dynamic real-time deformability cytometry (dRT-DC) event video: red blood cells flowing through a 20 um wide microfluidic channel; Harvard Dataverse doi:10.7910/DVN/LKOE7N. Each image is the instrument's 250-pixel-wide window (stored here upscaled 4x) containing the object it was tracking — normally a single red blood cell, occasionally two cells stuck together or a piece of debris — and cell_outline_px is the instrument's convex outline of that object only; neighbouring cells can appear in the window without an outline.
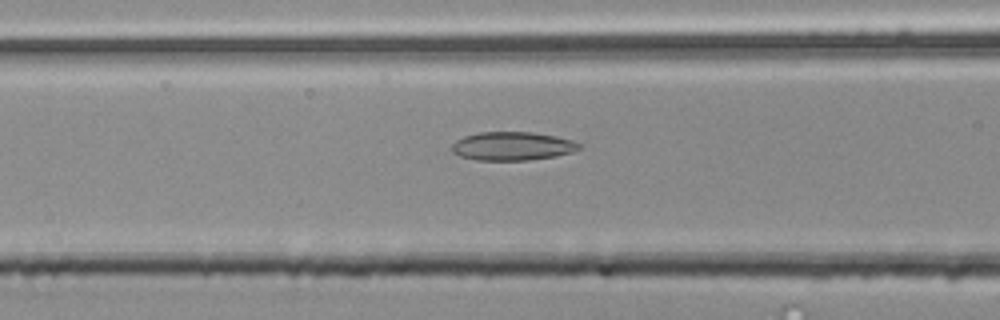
{"species": "common noctule bat (a hibernating species)", "species_latin": "Nyctalus noctula", "temperature_condition": "room temperature", "stored_images_in_passage": 35, "camera_frame_rate_fps": 3000, "um_per_image_px": 0.085, "animal": {"sex": "male", "body_mass_g": 20.4}, "frame": {"image": 1, "passage_image": 9, "time_ms": 2.667, "image_size_px": [1000, 320], "cell_outline_px": [[580, 148], [572, 152], [556, 156], [528, 160], [476, 160], [460, 156], [452, 152], [448, 148], [456, 140], [464, 136], [480, 132], [532, 132], [556, 136], [572, 140], [580, 144]], "centroid_in_image_um": [43.51, 12.42], "position_along_channel_um": 123.1, "area_um2": 21.27}}
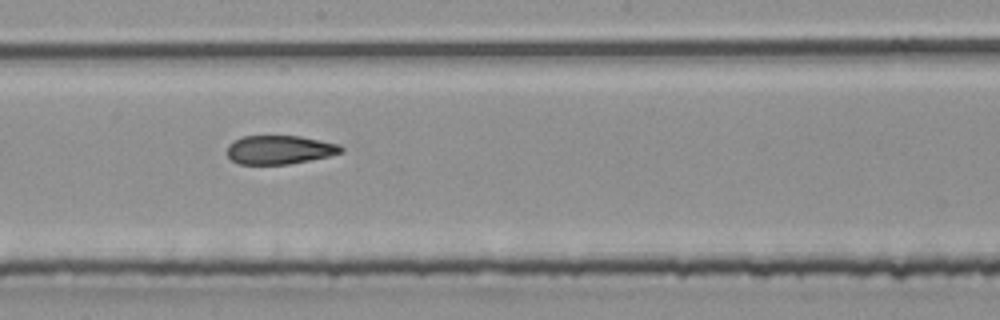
{"frame": {"image": 2, "passage_image": 17, "time_ms": 5.333, "image_size_px": [1000, 320], "cell_outline_px": [[344, 152], [328, 156], [288, 164], [240, 164], [232, 160], [228, 156], [228, 144], [244, 136], [300, 136], [340, 144], [344, 148]], "centroid_in_image_um": [23.8, 12.72], "position_along_channel_um": 224.4, "area_um2": 18.96}}
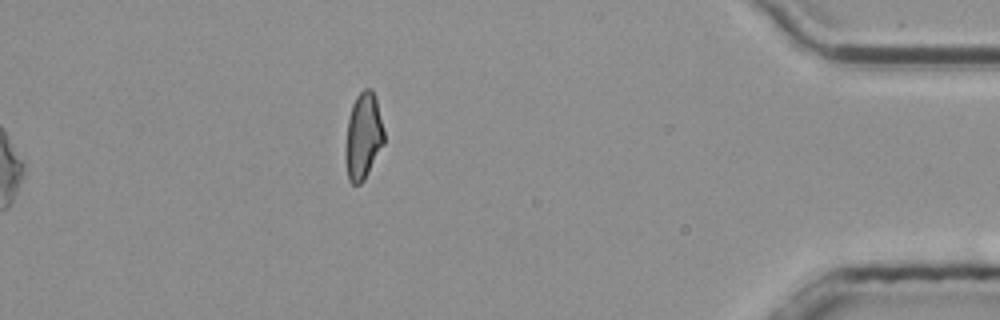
{"frame": {"image": 3, "passage_image": 35, "time_ms": 11.333, "image_size_px": [1000, 320], "cell_outline_px": [[384, 144], [364, 180], [360, 184], [352, 184], [348, 180], [344, 156], [344, 148], [348, 116], [352, 104], [356, 96], [364, 88], [372, 88], [376, 96], [384, 132]], "centroid_in_image_um": [30.85, 11.57], "position_along_channel_um": 404.3, "area_um2": 19.88}, "authors_computed_cell_mechanics": {"area_um2": 20.0566, "velocity_mm_per_s": 3.8029, "shape_relaxation_time_tau1_ms": null, "shape_relaxation_time_tau2_ms": 2.4537, "deformation_change_tau1": null, "deformation_change_tau2": 0.0893}}